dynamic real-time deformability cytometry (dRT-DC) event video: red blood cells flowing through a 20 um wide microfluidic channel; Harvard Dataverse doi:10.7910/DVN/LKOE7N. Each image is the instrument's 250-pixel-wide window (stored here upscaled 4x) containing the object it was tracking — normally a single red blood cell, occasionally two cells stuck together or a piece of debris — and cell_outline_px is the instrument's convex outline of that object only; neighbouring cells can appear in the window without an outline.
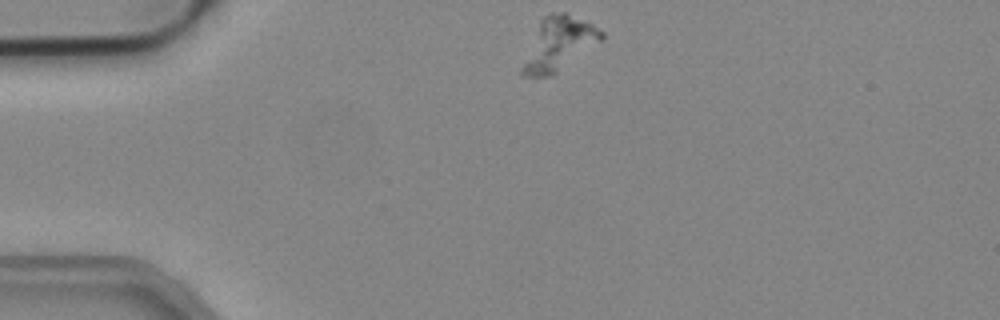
{"species": "common noctule bat (a hibernating species)", "species_latin": "Nyctalus noctula", "temperature_condition": "cold", "stored_images_in_passage": 43, "camera_frame_rate_fps": 3000, "um_per_image_px": 0.085, "animal": {"sex": "male", "body_mass_g": 19.2, "forearm_length_mm": 51.8}, "frame": {"image": 1, "passage_image": 1, "time_ms": 0.0, "image_size_px": [1000, 320], "cell_outline_px": [[604, 36], [600, 40], [556, 72], [548, 76], [524, 76], [520, 72], [520, 68], [540, 20], [548, 12], [564, 12], [592, 24], [604, 32]], "centroid_in_image_um": [47.44, 3.7], "position_along_channel_um": 37.6, "area_um2": 23.76}}
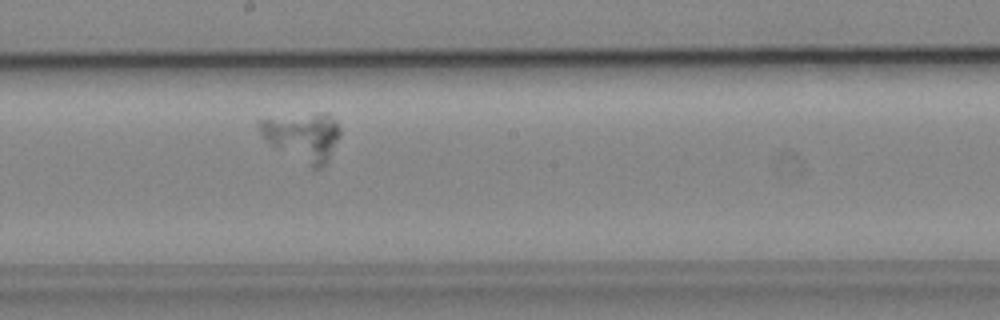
{"frame": {"image": 2, "passage_image": 19, "time_ms": 6.0, "image_size_px": [1000, 320], "cell_outline_px": [[340, 136], [324, 164], [320, 168], [312, 168], [272, 144], [260, 132], [256, 124], [256, 120], [316, 112], [328, 112], [336, 120], [340, 128]], "centroid_in_image_um": [25.76, 11.55], "position_along_channel_um": 222.4, "area_um2": 22.31}}
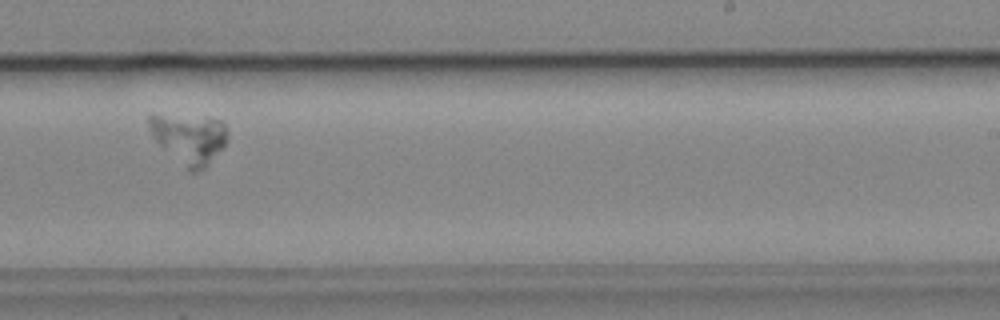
{"frame": {"image": 3, "passage_image": 23, "time_ms": 7.333, "image_size_px": [1000, 320], "cell_outline_px": [[228, 132], [224, 148], [204, 168], [196, 172], [188, 172], [156, 140], [148, 124], [148, 116], [160, 116], [220, 120], [224, 124]], "centroid_in_image_um": [16.13, 11.85], "position_along_channel_um": 272.9, "area_um2": 21.91}}